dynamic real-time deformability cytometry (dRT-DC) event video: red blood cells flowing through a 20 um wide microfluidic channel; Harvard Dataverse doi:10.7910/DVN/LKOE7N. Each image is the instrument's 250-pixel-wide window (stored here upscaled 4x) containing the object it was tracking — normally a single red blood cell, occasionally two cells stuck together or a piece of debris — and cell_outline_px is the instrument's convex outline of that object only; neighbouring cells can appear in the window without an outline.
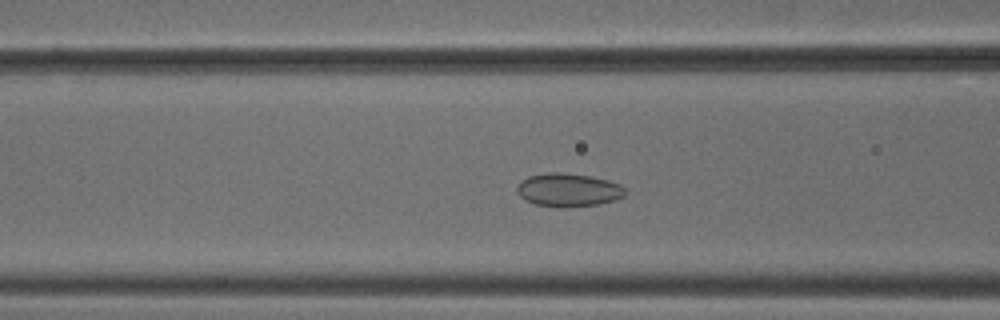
{"species": "common noctule bat (a hibernating species)", "species_latin": "Nyctalus noctula", "temperature_condition": "cold", "stored_images_in_passage": 52, "camera_frame_rate_fps": 3000, "um_per_image_px": 0.085, "animal": {"sex": "male", "body_mass_g": 18.8}, "frame": {"image": 1, "passage_image": 20, "time_ms": 6.333, "image_size_px": [1000, 320], "cell_outline_px": [[628, 192], [624, 196], [616, 200], [600, 204], [536, 204], [524, 200], [516, 192], [516, 188], [520, 180], [528, 176], [548, 172], [560, 172], [592, 176], [608, 180], [620, 184]], "centroid_in_image_um": [48.32, 16.09], "position_along_channel_um": 118.3, "area_um2": 20.46}}
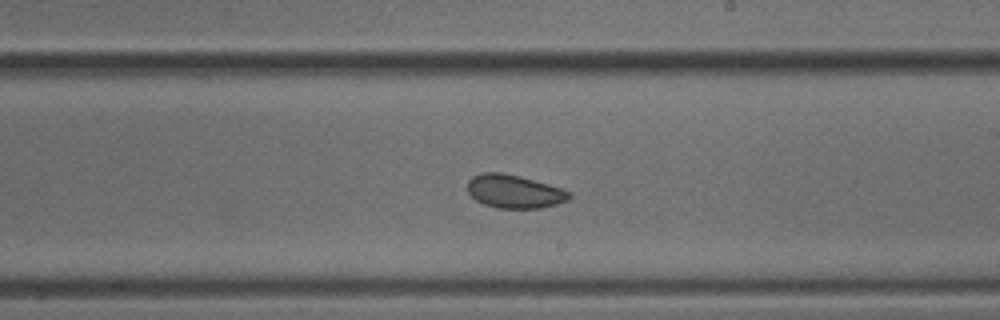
{"frame": {"image": 2, "passage_image": 30, "time_ms": 9.667, "image_size_px": [1000, 320], "cell_outline_px": [[572, 196], [568, 200], [556, 204], [540, 208], [496, 208], [484, 204], [476, 200], [468, 192], [468, 180], [472, 176], [484, 172], [504, 172], [520, 176], [548, 184], [572, 192]], "centroid_in_image_um": [43.71, 16.27], "position_along_channel_um": 245.3, "area_um2": 19.83}}
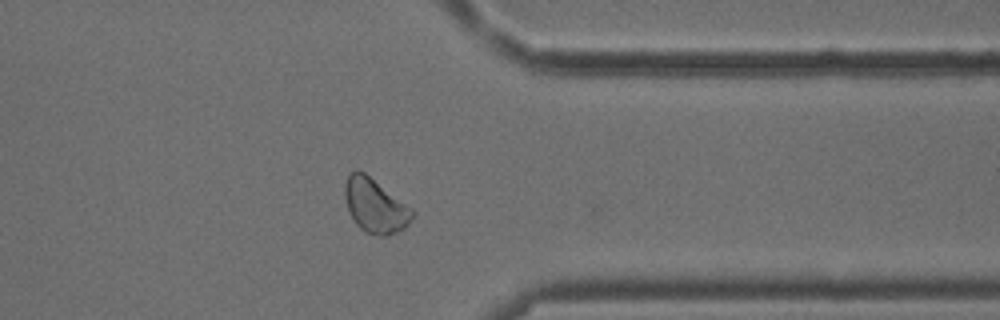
{"frame": {"image": 3, "passage_image": 41, "time_ms": 13.333, "image_size_px": [1000, 320], "cell_outline_px": [[416, 212], [408, 224], [404, 228], [388, 236], [380, 236], [368, 232], [360, 228], [356, 224], [348, 212], [344, 196], [344, 184], [348, 176], [352, 172], [364, 172], [412, 208]], "centroid_in_image_um": [31.89, 17.51], "position_along_channel_um": 379.5, "area_um2": 21.1}, "authors_computed_cell_mechanics": {"area_um2": 21.2126, "velocity_mm_per_s": 3.8105, "shape_relaxation_time_tau1_ms": 2.061, "shape_relaxation_time_tau2_ms": 3.4627, "deformation_change_tau1": 0.035, "deformation_change_tau2": 0.0638}}